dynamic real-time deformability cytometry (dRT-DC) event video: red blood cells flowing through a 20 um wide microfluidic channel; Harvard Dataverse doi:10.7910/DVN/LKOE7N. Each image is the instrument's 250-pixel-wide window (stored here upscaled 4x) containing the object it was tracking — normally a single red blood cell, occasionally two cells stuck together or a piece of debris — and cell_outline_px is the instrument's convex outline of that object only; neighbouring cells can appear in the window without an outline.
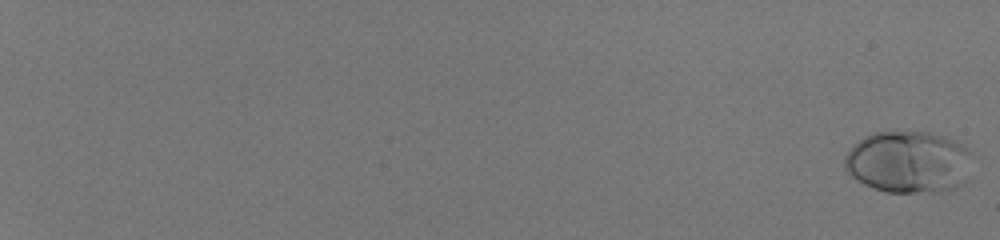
{"species": "human", "species_latin": "Homo sapiens", "temperature_condition": "room temperature", "stored_images_in_passage": 56, "camera_frame_rate_fps": 3000, "um_per_image_px": 0.085, "donor": {"sex": "male"}, "frame": {"image": 1, "passage_image": 1, "time_ms": 0.0, "image_size_px": [1000, 240], "cell_outline_px": [[972, 152], [968, 180], [964, 184], [956, 188], [936, 192], [884, 192], [872, 188], [856, 180], [844, 168], [844, 156], [852, 144], [864, 136], [872, 132], [932, 132], [956, 140], [964, 144]], "centroid_in_image_um": [77.24, 13.77], "position_along_channel_um": 7.8, "area_um2": 47.11}}
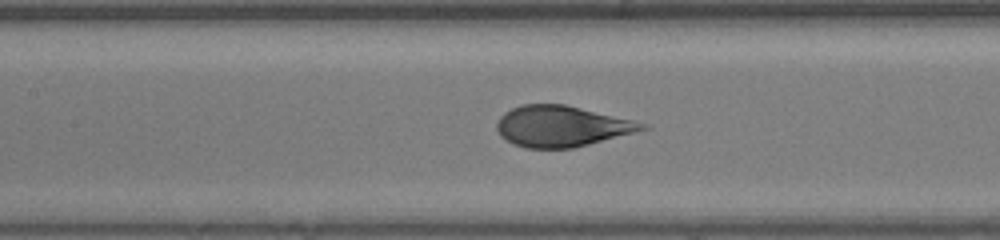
{"frame": {"image": 2, "passage_image": 33, "time_ms": 10.667, "image_size_px": [1000, 240], "cell_outline_px": [[648, 128], [588, 144], [572, 148], [524, 148], [512, 144], [500, 136], [496, 128], [496, 124], [500, 116], [504, 112], [520, 104], [564, 104], [632, 120], [644, 124]], "centroid_in_image_um": [47.63, 10.73], "position_along_channel_um": 159.8, "area_um2": 34.22}}
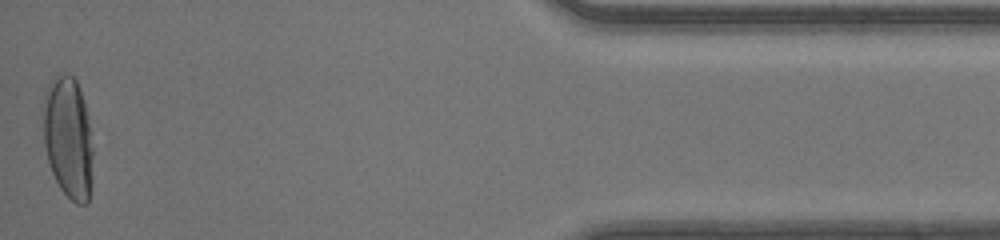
{"frame": {"image": 3, "passage_image": 56, "time_ms": 18.333, "image_size_px": [1000, 240], "cell_outline_px": [[92, 184], [88, 204], [76, 204], [60, 188], [52, 172], [48, 160], [44, 144], [40, 108], [48, 84], [56, 72], [68, 72], [76, 80], [88, 116], [92, 132]], "centroid_in_image_um": [5.77, 11.65], "position_along_channel_um": 429.4, "area_um2": 36.41}}